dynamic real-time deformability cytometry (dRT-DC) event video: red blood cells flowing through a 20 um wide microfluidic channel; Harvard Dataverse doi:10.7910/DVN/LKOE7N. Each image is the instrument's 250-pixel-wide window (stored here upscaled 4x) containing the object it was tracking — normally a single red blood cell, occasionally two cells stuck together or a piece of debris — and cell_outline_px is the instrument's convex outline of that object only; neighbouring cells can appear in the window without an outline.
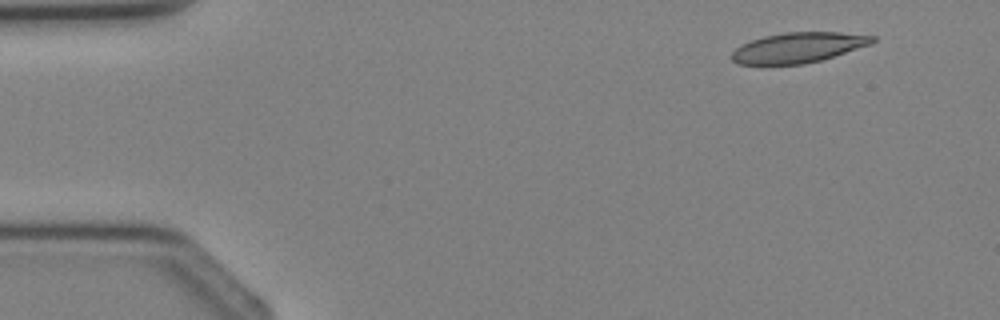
{"species": "Egyptian fruit bat (a non-hibernating species)", "species_latin": "Rousettus aegyptiacus", "temperature_condition": "cold", "stored_images_in_passage": 2, "camera_frame_rate_fps": 3000, "um_per_image_px": 0.085, "animal": {"sex": "female"}, "frame": {"image": 1, "passage_image": 1, "time_ms": 0.0, "image_size_px": [1000, 320], "cell_outline_px": [[876, 40], [872, 44], [820, 60], [804, 64], [764, 68], [736, 64], [732, 60], [732, 52], [736, 48], [752, 40], [764, 36], [784, 32], [840, 32], [876, 36]], "centroid_in_image_um": [67.78, 4.09], "position_along_channel_um": 17.2, "area_um2": 25.61}}